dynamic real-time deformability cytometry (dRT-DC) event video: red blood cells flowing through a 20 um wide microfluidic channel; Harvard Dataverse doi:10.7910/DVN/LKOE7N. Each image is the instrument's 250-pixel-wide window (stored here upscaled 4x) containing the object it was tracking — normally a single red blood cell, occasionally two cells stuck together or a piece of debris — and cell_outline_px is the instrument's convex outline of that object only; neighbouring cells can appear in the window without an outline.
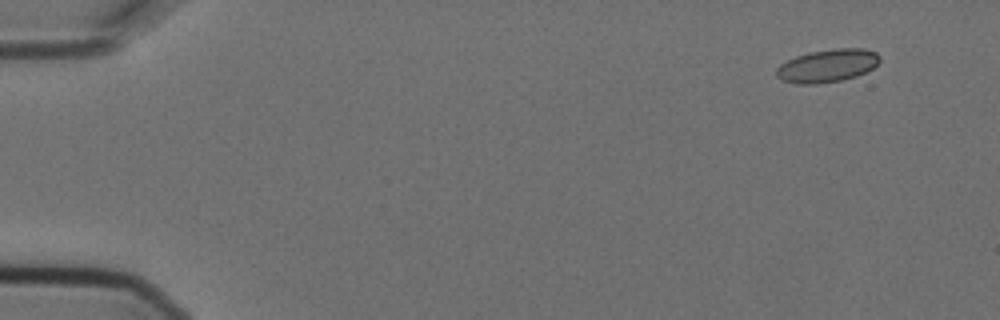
{"species": "Egyptian fruit bat (a non-hibernating species)", "species_latin": "Rousettus aegyptiacus", "temperature_condition": "cold", "stored_images_in_passage": 4, "camera_frame_rate_fps": 3000, "um_per_image_px": 0.085, "animal": {"sex": "female"}, "frame": {"image": 1, "passage_image": 1, "time_ms": 0.0, "image_size_px": [1000, 320], "cell_outline_px": [[880, 60], [872, 68], [856, 76], [840, 80], [816, 84], [796, 84], [784, 80], [776, 76], [776, 68], [780, 64], [796, 56], [808, 52], [836, 48], [864, 48], [876, 52], [880, 56]], "centroid_in_image_um": [70.32, 5.57], "position_along_channel_um": 14.7, "area_um2": 19.77}}
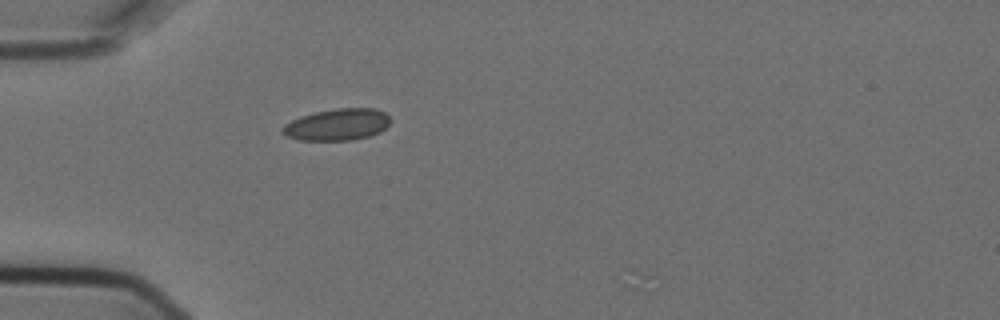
{"frame": {"image": 2, "passage_image": 4, "time_ms": 1.0, "image_size_px": [1000, 320], "cell_outline_px": [[392, 120], [380, 132], [368, 136], [352, 140], [300, 140], [288, 136], [280, 132], [280, 128], [284, 124], [300, 116], [316, 112], [336, 108], [372, 108], [384, 112]], "centroid_in_image_um": [28.65, 10.59], "position_along_channel_um": 56.4, "area_um2": 19.88}}